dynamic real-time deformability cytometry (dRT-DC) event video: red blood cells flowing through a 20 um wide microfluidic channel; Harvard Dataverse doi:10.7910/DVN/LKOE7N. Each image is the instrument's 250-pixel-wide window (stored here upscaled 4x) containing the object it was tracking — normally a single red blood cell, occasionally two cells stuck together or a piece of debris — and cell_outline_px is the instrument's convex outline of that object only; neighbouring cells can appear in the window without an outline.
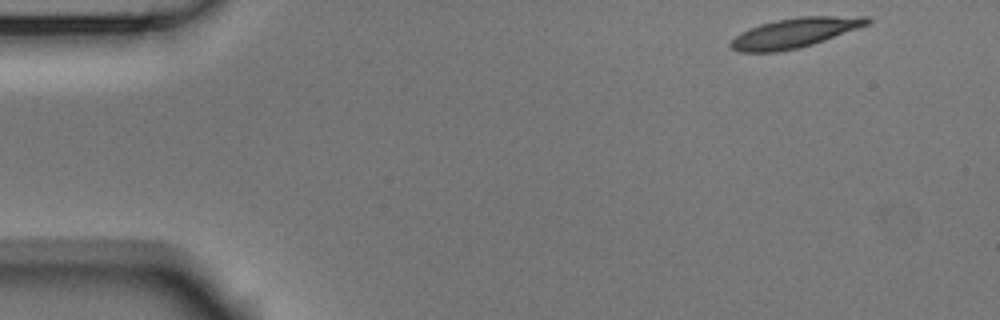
{"species": "Egyptian fruit bat (a non-hibernating species)", "species_latin": "Rousettus aegyptiacus", "temperature_condition": "room temperature", "stored_images_in_passage": 12, "camera_frame_rate_fps": 3000, "um_per_image_px": 0.085, "animal": {"sex": "male"}, "frame": {"image": 1, "passage_image": 1, "time_ms": 0.0, "image_size_px": [1000, 320], "cell_outline_px": [[872, 20], [868, 24], [824, 40], [812, 44], [796, 48], [776, 52], [740, 52], [732, 48], [728, 44], [740, 32], [760, 24], [776, 20], [800, 16], [868, 16]], "centroid_in_image_um": [67.53, 2.78], "position_along_channel_um": 17.5, "area_um2": 23.35}}